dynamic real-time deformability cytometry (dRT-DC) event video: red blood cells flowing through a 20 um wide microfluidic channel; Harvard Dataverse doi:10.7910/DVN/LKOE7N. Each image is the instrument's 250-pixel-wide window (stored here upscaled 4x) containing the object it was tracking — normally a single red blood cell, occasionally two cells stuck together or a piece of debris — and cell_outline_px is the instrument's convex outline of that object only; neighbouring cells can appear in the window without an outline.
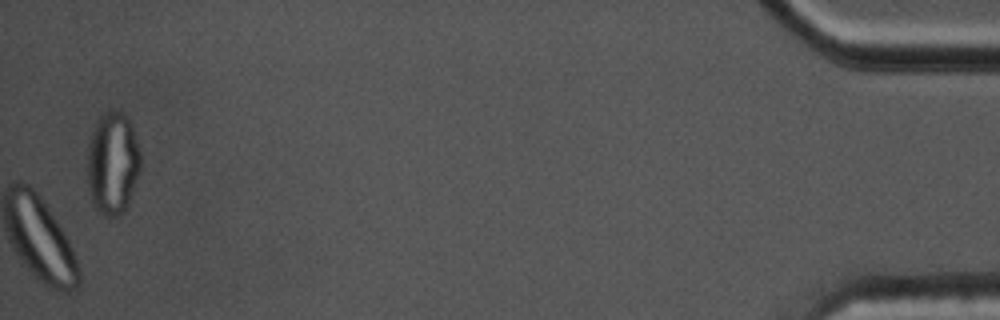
{"species": "common noctule bat (a hibernating species)", "species_latin": "Nyctalus noctula", "temperature_condition": "cold", "stored_images_in_passage": 52, "camera_frame_rate_fps": 3000, "um_per_image_px": 0.085, "animal": {"sex": "male", "body_mass_g": 17.5, "forearm_length_mm": 52.3}, "frame": {"image": 1, "passage_image": 52, "time_ms": 17.0, "image_size_px": [1000, 320], "cell_outline_px": [[140, 172], [128, 204], [116, 216], [104, 216], [92, 204], [88, 188], [88, 144], [92, 132], [100, 116], [112, 108], [124, 112], [128, 116], [132, 124], [140, 152]], "centroid_in_image_um": [9.58, 13.83], "position_along_channel_um": 425.6, "area_um2": 31.96}}